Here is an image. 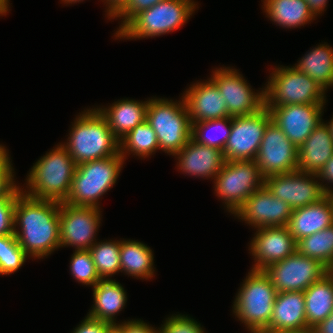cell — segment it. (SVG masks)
<instances>
[{
  "label": "cell",
  "mask_w": 333,
  "mask_h": 333,
  "mask_svg": "<svg viewBox=\"0 0 333 333\" xmlns=\"http://www.w3.org/2000/svg\"><path fill=\"white\" fill-rule=\"evenodd\" d=\"M153 253L145 244L135 240H122L120 247L121 272L140 278L154 275Z\"/></svg>",
  "instance_id": "29"
},
{
  "label": "cell",
  "mask_w": 333,
  "mask_h": 333,
  "mask_svg": "<svg viewBox=\"0 0 333 333\" xmlns=\"http://www.w3.org/2000/svg\"><path fill=\"white\" fill-rule=\"evenodd\" d=\"M271 120L266 106L252 115L232 117L230 135L223 150L226 161L255 160Z\"/></svg>",
  "instance_id": "11"
},
{
  "label": "cell",
  "mask_w": 333,
  "mask_h": 333,
  "mask_svg": "<svg viewBox=\"0 0 333 333\" xmlns=\"http://www.w3.org/2000/svg\"><path fill=\"white\" fill-rule=\"evenodd\" d=\"M94 305L87 316L116 325L114 316L125 306L127 297L124 288L115 280H100L93 287Z\"/></svg>",
  "instance_id": "25"
},
{
  "label": "cell",
  "mask_w": 333,
  "mask_h": 333,
  "mask_svg": "<svg viewBox=\"0 0 333 333\" xmlns=\"http://www.w3.org/2000/svg\"><path fill=\"white\" fill-rule=\"evenodd\" d=\"M116 326L121 330V333H158V330L141 320L133 321L132 319L122 324H116Z\"/></svg>",
  "instance_id": "41"
},
{
  "label": "cell",
  "mask_w": 333,
  "mask_h": 333,
  "mask_svg": "<svg viewBox=\"0 0 333 333\" xmlns=\"http://www.w3.org/2000/svg\"><path fill=\"white\" fill-rule=\"evenodd\" d=\"M59 211L60 202L33 198L23 191L18 195L14 234L28 257L43 258L60 247Z\"/></svg>",
  "instance_id": "1"
},
{
  "label": "cell",
  "mask_w": 333,
  "mask_h": 333,
  "mask_svg": "<svg viewBox=\"0 0 333 333\" xmlns=\"http://www.w3.org/2000/svg\"><path fill=\"white\" fill-rule=\"evenodd\" d=\"M293 209L264 186L252 193L234 213L255 228L287 226Z\"/></svg>",
  "instance_id": "17"
},
{
  "label": "cell",
  "mask_w": 333,
  "mask_h": 333,
  "mask_svg": "<svg viewBox=\"0 0 333 333\" xmlns=\"http://www.w3.org/2000/svg\"><path fill=\"white\" fill-rule=\"evenodd\" d=\"M27 256L15 234L0 236V274L16 272L24 264Z\"/></svg>",
  "instance_id": "34"
},
{
  "label": "cell",
  "mask_w": 333,
  "mask_h": 333,
  "mask_svg": "<svg viewBox=\"0 0 333 333\" xmlns=\"http://www.w3.org/2000/svg\"><path fill=\"white\" fill-rule=\"evenodd\" d=\"M159 149L155 131L145 120L138 124L125 137L120 140V155L125 159L128 151L134 155L148 157ZM125 151V152H124Z\"/></svg>",
  "instance_id": "30"
},
{
  "label": "cell",
  "mask_w": 333,
  "mask_h": 333,
  "mask_svg": "<svg viewBox=\"0 0 333 333\" xmlns=\"http://www.w3.org/2000/svg\"><path fill=\"white\" fill-rule=\"evenodd\" d=\"M308 4L310 11L314 14V16L322 13L326 7L327 0H305Z\"/></svg>",
  "instance_id": "45"
},
{
  "label": "cell",
  "mask_w": 333,
  "mask_h": 333,
  "mask_svg": "<svg viewBox=\"0 0 333 333\" xmlns=\"http://www.w3.org/2000/svg\"><path fill=\"white\" fill-rule=\"evenodd\" d=\"M106 333H121V330L116 325H112Z\"/></svg>",
  "instance_id": "47"
},
{
  "label": "cell",
  "mask_w": 333,
  "mask_h": 333,
  "mask_svg": "<svg viewBox=\"0 0 333 333\" xmlns=\"http://www.w3.org/2000/svg\"><path fill=\"white\" fill-rule=\"evenodd\" d=\"M265 90V106L325 104V90L295 67H278L272 72Z\"/></svg>",
  "instance_id": "8"
},
{
  "label": "cell",
  "mask_w": 333,
  "mask_h": 333,
  "mask_svg": "<svg viewBox=\"0 0 333 333\" xmlns=\"http://www.w3.org/2000/svg\"><path fill=\"white\" fill-rule=\"evenodd\" d=\"M17 188L8 198H0V236L14 234V208L23 189Z\"/></svg>",
  "instance_id": "36"
},
{
  "label": "cell",
  "mask_w": 333,
  "mask_h": 333,
  "mask_svg": "<svg viewBox=\"0 0 333 333\" xmlns=\"http://www.w3.org/2000/svg\"><path fill=\"white\" fill-rule=\"evenodd\" d=\"M312 333H333V310L327 319L312 329Z\"/></svg>",
  "instance_id": "43"
},
{
  "label": "cell",
  "mask_w": 333,
  "mask_h": 333,
  "mask_svg": "<svg viewBox=\"0 0 333 333\" xmlns=\"http://www.w3.org/2000/svg\"><path fill=\"white\" fill-rule=\"evenodd\" d=\"M120 241L94 243L89 249L96 271L101 280L121 271Z\"/></svg>",
  "instance_id": "32"
},
{
  "label": "cell",
  "mask_w": 333,
  "mask_h": 333,
  "mask_svg": "<svg viewBox=\"0 0 333 333\" xmlns=\"http://www.w3.org/2000/svg\"><path fill=\"white\" fill-rule=\"evenodd\" d=\"M119 154L77 165L65 203L97 207L98 199L117 181L124 164Z\"/></svg>",
  "instance_id": "4"
},
{
  "label": "cell",
  "mask_w": 333,
  "mask_h": 333,
  "mask_svg": "<svg viewBox=\"0 0 333 333\" xmlns=\"http://www.w3.org/2000/svg\"><path fill=\"white\" fill-rule=\"evenodd\" d=\"M324 104H296L267 107L272 121L299 148L312 131L322 123Z\"/></svg>",
  "instance_id": "16"
},
{
  "label": "cell",
  "mask_w": 333,
  "mask_h": 333,
  "mask_svg": "<svg viewBox=\"0 0 333 333\" xmlns=\"http://www.w3.org/2000/svg\"><path fill=\"white\" fill-rule=\"evenodd\" d=\"M76 167L69 152L58 145L34 164L27 176L29 191L25 190V194L37 199L64 202Z\"/></svg>",
  "instance_id": "3"
},
{
  "label": "cell",
  "mask_w": 333,
  "mask_h": 333,
  "mask_svg": "<svg viewBox=\"0 0 333 333\" xmlns=\"http://www.w3.org/2000/svg\"><path fill=\"white\" fill-rule=\"evenodd\" d=\"M164 0H128L127 3L112 17H123V23H121L116 34L139 12L149 9L155 4Z\"/></svg>",
  "instance_id": "38"
},
{
  "label": "cell",
  "mask_w": 333,
  "mask_h": 333,
  "mask_svg": "<svg viewBox=\"0 0 333 333\" xmlns=\"http://www.w3.org/2000/svg\"><path fill=\"white\" fill-rule=\"evenodd\" d=\"M158 333H204V329L193 318L179 314L168 317Z\"/></svg>",
  "instance_id": "37"
},
{
  "label": "cell",
  "mask_w": 333,
  "mask_h": 333,
  "mask_svg": "<svg viewBox=\"0 0 333 333\" xmlns=\"http://www.w3.org/2000/svg\"><path fill=\"white\" fill-rule=\"evenodd\" d=\"M328 273L333 277V263H332V265L328 268Z\"/></svg>",
  "instance_id": "53"
},
{
  "label": "cell",
  "mask_w": 333,
  "mask_h": 333,
  "mask_svg": "<svg viewBox=\"0 0 333 333\" xmlns=\"http://www.w3.org/2000/svg\"><path fill=\"white\" fill-rule=\"evenodd\" d=\"M333 225L332 205L327 196L315 204L292 211L287 227L296 242Z\"/></svg>",
  "instance_id": "22"
},
{
  "label": "cell",
  "mask_w": 333,
  "mask_h": 333,
  "mask_svg": "<svg viewBox=\"0 0 333 333\" xmlns=\"http://www.w3.org/2000/svg\"><path fill=\"white\" fill-rule=\"evenodd\" d=\"M315 178L316 174L296 170L267 177L264 186L294 210L315 204L332 191L330 187L315 181Z\"/></svg>",
  "instance_id": "12"
},
{
  "label": "cell",
  "mask_w": 333,
  "mask_h": 333,
  "mask_svg": "<svg viewBox=\"0 0 333 333\" xmlns=\"http://www.w3.org/2000/svg\"><path fill=\"white\" fill-rule=\"evenodd\" d=\"M148 101L139 102L123 99L115 102L109 108H96L107 120L108 126L120 141L138 124L146 120Z\"/></svg>",
  "instance_id": "24"
},
{
  "label": "cell",
  "mask_w": 333,
  "mask_h": 333,
  "mask_svg": "<svg viewBox=\"0 0 333 333\" xmlns=\"http://www.w3.org/2000/svg\"><path fill=\"white\" fill-rule=\"evenodd\" d=\"M310 330L305 317L304 292L277 293L272 317L264 332H291Z\"/></svg>",
  "instance_id": "21"
},
{
  "label": "cell",
  "mask_w": 333,
  "mask_h": 333,
  "mask_svg": "<svg viewBox=\"0 0 333 333\" xmlns=\"http://www.w3.org/2000/svg\"><path fill=\"white\" fill-rule=\"evenodd\" d=\"M70 263L71 273L78 282L94 287L101 280L89 250H75Z\"/></svg>",
  "instance_id": "35"
},
{
  "label": "cell",
  "mask_w": 333,
  "mask_h": 333,
  "mask_svg": "<svg viewBox=\"0 0 333 333\" xmlns=\"http://www.w3.org/2000/svg\"><path fill=\"white\" fill-rule=\"evenodd\" d=\"M185 93L183 98L191 124L230 117L225 99L211 79L202 83H194Z\"/></svg>",
  "instance_id": "19"
},
{
  "label": "cell",
  "mask_w": 333,
  "mask_h": 333,
  "mask_svg": "<svg viewBox=\"0 0 333 333\" xmlns=\"http://www.w3.org/2000/svg\"><path fill=\"white\" fill-rule=\"evenodd\" d=\"M231 122L232 117H225L222 119L192 123L191 138L198 144L214 147L223 151L230 135ZM211 130L219 131V133L221 135L223 134V136L219 138L220 135L213 131L216 134L215 136ZM207 131H211V134L205 133Z\"/></svg>",
  "instance_id": "33"
},
{
  "label": "cell",
  "mask_w": 333,
  "mask_h": 333,
  "mask_svg": "<svg viewBox=\"0 0 333 333\" xmlns=\"http://www.w3.org/2000/svg\"><path fill=\"white\" fill-rule=\"evenodd\" d=\"M99 207L72 206L60 203V246H75L76 251L89 250L94 245L100 224Z\"/></svg>",
  "instance_id": "15"
},
{
  "label": "cell",
  "mask_w": 333,
  "mask_h": 333,
  "mask_svg": "<svg viewBox=\"0 0 333 333\" xmlns=\"http://www.w3.org/2000/svg\"><path fill=\"white\" fill-rule=\"evenodd\" d=\"M179 169L189 175L214 178L224 166V152L214 147L198 144L192 138L177 153Z\"/></svg>",
  "instance_id": "20"
},
{
  "label": "cell",
  "mask_w": 333,
  "mask_h": 333,
  "mask_svg": "<svg viewBox=\"0 0 333 333\" xmlns=\"http://www.w3.org/2000/svg\"><path fill=\"white\" fill-rule=\"evenodd\" d=\"M317 179L327 180L333 183V156L324 164V166L318 171Z\"/></svg>",
  "instance_id": "42"
},
{
  "label": "cell",
  "mask_w": 333,
  "mask_h": 333,
  "mask_svg": "<svg viewBox=\"0 0 333 333\" xmlns=\"http://www.w3.org/2000/svg\"><path fill=\"white\" fill-rule=\"evenodd\" d=\"M263 271L271 280L277 293L304 292L327 274L328 268L318 260L296 251Z\"/></svg>",
  "instance_id": "10"
},
{
  "label": "cell",
  "mask_w": 333,
  "mask_h": 333,
  "mask_svg": "<svg viewBox=\"0 0 333 333\" xmlns=\"http://www.w3.org/2000/svg\"><path fill=\"white\" fill-rule=\"evenodd\" d=\"M6 153L0 159V198H8L19 186L14 183L13 167Z\"/></svg>",
  "instance_id": "39"
},
{
  "label": "cell",
  "mask_w": 333,
  "mask_h": 333,
  "mask_svg": "<svg viewBox=\"0 0 333 333\" xmlns=\"http://www.w3.org/2000/svg\"><path fill=\"white\" fill-rule=\"evenodd\" d=\"M108 5V17H112L127 3L128 0H105Z\"/></svg>",
  "instance_id": "44"
},
{
  "label": "cell",
  "mask_w": 333,
  "mask_h": 333,
  "mask_svg": "<svg viewBox=\"0 0 333 333\" xmlns=\"http://www.w3.org/2000/svg\"><path fill=\"white\" fill-rule=\"evenodd\" d=\"M211 80L225 99L230 117L252 115L265 107V90L253 92L236 69L219 68L213 71Z\"/></svg>",
  "instance_id": "14"
},
{
  "label": "cell",
  "mask_w": 333,
  "mask_h": 333,
  "mask_svg": "<svg viewBox=\"0 0 333 333\" xmlns=\"http://www.w3.org/2000/svg\"><path fill=\"white\" fill-rule=\"evenodd\" d=\"M178 102L165 98L150 99L146 113V121L157 135L159 149L173 156L188 143L192 135L184 98Z\"/></svg>",
  "instance_id": "6"
},
{
  "label": "cell",
  "mask_w": 333,
  "mask_h": 333,
  "mask_svg": "<svg viewBox=\"0 0 333 333\" xmlns=\"http://www.w3.org/2000/svg\"><path fill=\"white\" fill-rule=\"evenodd\" d=\"M333 156V138L327 123L319 124L298 148V170L317 174Z\"/></svg>",
  "instance_id": "23"
},
{
  "label": "cell",
  "mask_w": 333,
  "mask_h": 333,
  "mask_svg": "<svg viewBox=\"0 0 333 333\" xmlns=\"http://www.w3.org/2000/svg\"><path fill=\"white\" fill-rule=\"evenodd\" d=\"M250 247L256 260L252 270L263 271L294 254L297 251V242L287 226L261 227L257 229Z\"/></svg>",
  "instance_id": "18"
},
{
  "label": "cell",
  "mask_w": 333,
  "mask_h": 333,
  "mask_svg": "<svg viewBox=\"0 0 333 333\" xmlns=\"http://www.w3.org/2000/svg\"><path fill=\"white\" fill-rule=\"evenodd\" d=\"M65 3H76V2H80L81 0H62ZM83 1V0H82Z\"/></svg>",
  "instance_id": "52"
},
{
  "label": "cell",
  "mask_w": 333,
  "mask_h": 333,
  "mask_svg": "<svg viewBox=\"0 0 333 333\" xmlns=\"http://www.w3.org/2000/svg\"><path fill=\"white\" fill-rule=\"evenodd\" d=\"M7 153L4 146L0 145V159Z\"/></svg>",
  "instance_id": "49"
},
{
  "label": "cell",
  "mask_w": 333,
  "mask_h": 333,
  "mask_svg": "<svg viewBox=\"0 0 333 333\" xmlns=\"http://www.w3.org/2000/svg\"><path fill=\"white\" fill-rule=\"evenodd\" d=\"M297 251L329 268L333 263V225L299 240Z\"/></svg>",
  "instance_id": "31"
},
{
  "label": "cell",
  "mask_w": 333,
  "mask_h": 333,
  "mask_svg": "<svg viewBox=\"0 0 333 333\" xmlns=\"http://www.w3.org/2000/svg\"><path fill=\"white\" fill-rule=\"evenodd\" d=\"M9 0H0V15H4L7 13Z\"/></svg>",
  "instance_id": "46"
},
{
  "label": "cell",
  "mask_w": 333,
  "mask_h": 333,
  "mask_svg": "<svg viewBox=\"0 0 333 333\" xmlns=\"http://www.w3.org/2000/svg\"><path fill=\"white\" fill-rule=\"evenodd\" d=\"M264 178L298 170V148L271 120L255 158Z\"/></svg>",
  "instance_id": "13"
},
{
  "label": "cell",
  "mask_w": 333,
  "mask_h": 333,
  "mask_svg": "<svg viewBox=\"0 0 333 333\" xmlns=\"http://www.w3.org/2000/svg\"><path fill=\"white\" fill-rule=\"evenodd\" d=\"M305 317L312 330L327 319L333 310V277L327 273L304 291Z\"/></svg>",
  "instance_id": "26"
},
{
  "label": "cell",
  "mask_w": 333,
  "mask_h": 333,
  "mask_svg": "<svg viewBox=\"0 0 333 333\" xmlns=\"http://www.w3.org/2000/svg\"><path fill=\"white\" fill-rule=\"evenodd\" d=\"M214 180L218 197L225 201L227 210L232 214L265 184L255 160L226 161Z\"/></svg>",
  "instance_id": "9"
},
{
  "label": "cell",
  "mask_w": 333,
  "mask_h": 333,
  "mask_svg": "<svg viewBox=\"0 0 333 333\" xmlns=\"http://www.w3.org/2000/svg\"><path fill=\"white\" fill-rule=\"evenodd\" d=\"M326 196L329 198L333 210V190L330 193H328Z\"/></svg>",
  "instance_id": "51"
},
{
  "label": "cell",
  "mask_w": 333,
  "mask_h": 333,
  "mask_svg": "<svg viewBox=\"0 0 333 333\" xmlns=\"http://www.w3.org/2000/svg\"><path fill=\"white\" fill-rule=\"evenodd\" d=\"M112 325L87 316L73 333H106Z\"/></svg>",
  "instance_id": "40"
},
{
  "label": "cell",
  "mask_w": 333,
  "mask_h": 333,
  "mask_svg": "<svg viewBox=\"0 0 333 333\" xmlns=\"http://www.w3.org/2000/svg\"><path fill=\"white\" fill-rule=\"evenodd\" d=\"M266 15L270 20L287 28H296L314 20L305 0H264Z\"/></svg>",
  "instance_id": "27"
},
{
  "label": "cell",
  "mask_w": 333,
  "mask_h": 333,
  "mask_svg": "<svg viewBox=\"0 0 333 333\" xmlns=\"http://www.w3.org/2000/svg\"><path fill=\"white\" fill-rule=\"evenodd\" d=\"M244 280L233 304V312L251 333H261L269 326L277 294L264 271L252 270Z\"/></svg>",
  "instance_id": "5"
},
{
  "label": "cell",
  "mask_w": 333,
  "mask_h": 333,
  "mask_svg": "<svg viewBox=\"0 0 333 333\" xmlns=\"http://www.w3.org/2000/svg\"><path fill=\"white\" fill-rule=\"evenodd\" d=\"M192 0H164L136 14L115 36L147 38L160 36L184 25L196 8Z\"/></svg>",
  "instance_id": "7"
},
{
  "label": "cell",
  "mask_w": 333,
  "mask_h": 333,
  "mask_svg": "<svg viewBox=\"0 0 333 333\" xmlns=\"http://www.w3.org/2000/svg\"><path fill=\"white\" fill-rule=\"evenodd\" d=\"M315 80L322 89L333 86V49L320 44L293 66Z\"/></svg>",
  "instance_id": "28"
},
{
  "label": "cell",
  "mask_w": 333,
  "mask_h": 333,
  "mask_svg": "<svg viewBox=\"0 0 333 333\" xmlns=\"http://www.w3.org/2000/svg\"><path fill=\"white\" fill-rule=\"evenodd\" d=\"M261 333H312V330L291 331V332H261Z\"/></svg>",
  "instance_id": "48"
},
{
  "label": "cell",
  "mask_w": 333,
  "mask_h": 333,
  "mask_svg": "<svg viewBox=\"0 0 333 333\" xmlns=\"http://www.w3.org/2000/svg\"><path fill=\"white\" fill-rule=\"evenodd\" d=\"M66 144H61L76 165L115 156L120 153V141L107 120L97 109H88L74 121Z\"/></svg>",
  "instance_id": "2"
},
{
  "label": "cell",
  "mask_w": 333,
  "mask_h": 333,
  "mask_svg": "<svg viewBox=\"0 0 333 333\" xmlns=\"http://www.w3.org/2000/svg\"><path fill=\"white\" fill-rule=\"evenodd\" d=\"M328 124H327V126L329 127L330 132H331V136L333 138V118L331 119V121Z\"/></svg>",
  "instance_id": "50"
}]
</instances>
